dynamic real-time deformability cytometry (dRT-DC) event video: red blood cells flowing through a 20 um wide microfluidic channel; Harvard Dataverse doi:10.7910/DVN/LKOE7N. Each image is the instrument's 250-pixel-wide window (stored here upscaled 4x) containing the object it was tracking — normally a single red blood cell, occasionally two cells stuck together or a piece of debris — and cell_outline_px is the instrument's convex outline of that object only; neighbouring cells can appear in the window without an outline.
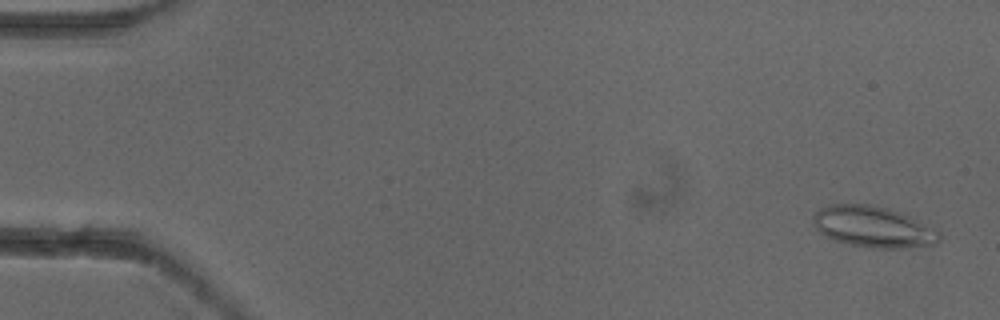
{"species": "common noctule bat (a hibernating species)", "species_latin": "Nyctalus noctula", "temperature_condition": "cold", "stored_images_in_passage": 6, "camera_frame_rate_fps": 3000, "um_per_image_px": 0.085, "animal": {"sex": "female"}, "frame": {"image": 1, "passage_image": 1, "time_ms": 0.0, "image_size_px": [1000, 320], "cell_outline_px": [[944, 236], [940, 244], [896, 248], [880, 248], [852, 244], [836, 240], [824, 236], [816, 228], [812, 220], [812, 216], [820, 208], [828, 204], [868, 204], [888, 208], [908, 216], [940, 232]], "centroid_in_image_um": [74.23, 19.28], "position_along_channel_um": 10.8, "area_um2": 30.0}}